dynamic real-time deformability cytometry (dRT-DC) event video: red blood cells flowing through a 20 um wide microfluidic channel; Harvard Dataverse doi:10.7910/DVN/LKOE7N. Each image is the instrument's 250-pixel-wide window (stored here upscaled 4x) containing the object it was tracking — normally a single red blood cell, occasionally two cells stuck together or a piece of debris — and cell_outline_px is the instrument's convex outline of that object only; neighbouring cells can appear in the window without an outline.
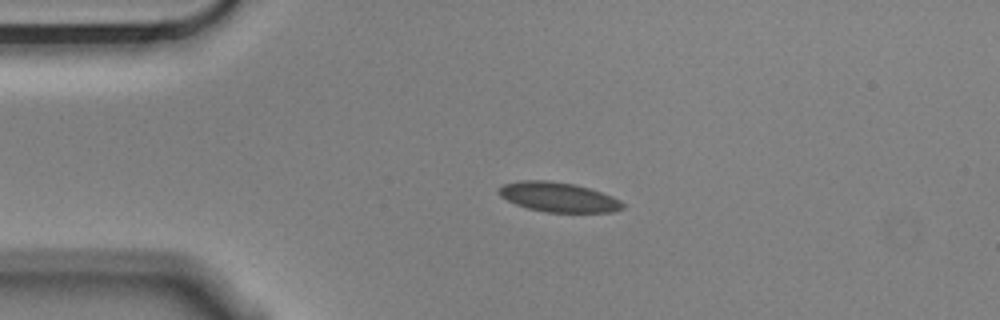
{"species": "Egyptian fruit bat (a non-hibernating species)", "species_latin": "Rousettus aegyptiacus", "temperature_condition": "cold", "stored_images_in_passage": 4, "camera_frame_rate_fps": 3000, "um_per_image_px": 0.085, "animal": {"sex": "male"}, "frame": {"image": 1, "passage_image": 3, "time_ms": 0.667, "image_size_px": [1000, 320], "cell_outline_px": [[624, 208], [612, 212], [544, 212], [528, 208], [516, 204], [500, 196], [496, 192], [504, 184], [524, 180], [544, 180], [572, 184], [588, 188], [612, 196], [620, 200], [624, 204]], "centroid_in_image_um": [47.46, 16.76], "position_along_channel_um": 37.5, "area_um2": 21.15}}